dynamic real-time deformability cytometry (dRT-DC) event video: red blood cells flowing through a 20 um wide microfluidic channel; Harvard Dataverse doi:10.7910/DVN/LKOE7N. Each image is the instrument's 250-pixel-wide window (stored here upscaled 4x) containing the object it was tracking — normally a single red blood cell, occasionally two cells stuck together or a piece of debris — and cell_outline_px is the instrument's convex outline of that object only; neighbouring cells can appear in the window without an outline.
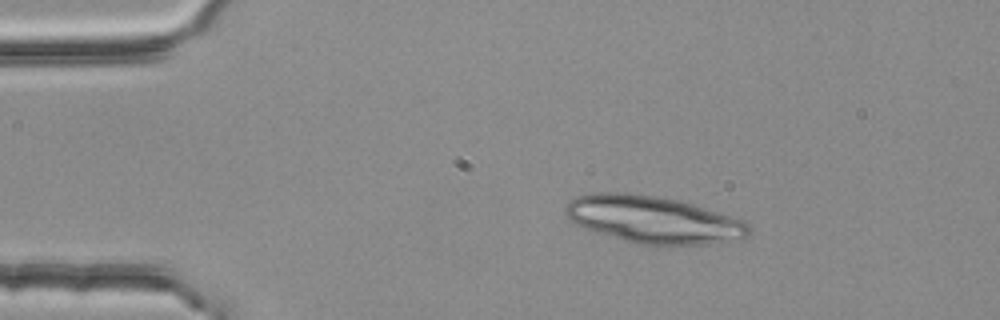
{"species": "common noctule bat (a hibernating species)", "species_latin": "Nyctalus noctula", "temperature_condition": "room temperature", "stored_images_in_passage": 2, "camera_frame_rate_fps": 3000, "um_per_image_px": 0.085, "animal": {"sex": "female", "body_mass_g": 25.1}, "frame": {"image": 1, "passage_image": 1, "time_ms": 0.0, "image_size_px": [1000, 320], "cell_outline_px": [[752, 228], [748, 236], [708, 244], [636, 244], [596, 232], [584, 228], [576, 224], [564, 212], [564, 208], [568, 200], [576, 196], [592, 192], [628, 192], [656, 196], [680, 200], [744, 220]], "centroid_in_image_um": [55.48, 18.64], "position_along_channel_um": 29.5, "area_um2": 50.34}}